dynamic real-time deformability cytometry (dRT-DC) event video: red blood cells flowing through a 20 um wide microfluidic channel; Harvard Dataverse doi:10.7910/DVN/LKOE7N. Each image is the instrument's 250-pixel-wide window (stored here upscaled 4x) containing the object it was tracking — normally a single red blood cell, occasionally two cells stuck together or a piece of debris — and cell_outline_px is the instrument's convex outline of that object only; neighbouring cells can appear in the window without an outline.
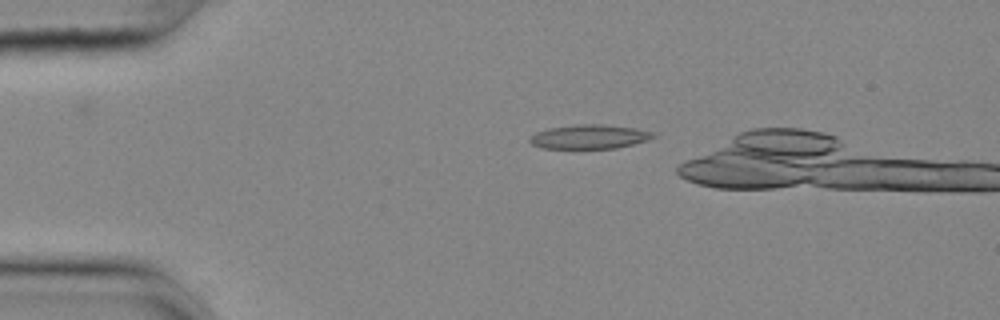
{"species": "common noctule bat (a hibernating species)", "species_latin": "Nyctalus noctula", "temperature_condition": "cold", "stored_images_in_passage": 45, "camera_frame_rate_fps": 3000, "um_per_image_px": 0.085, "animal": {"sex": "female", "body_mass_g": 25.1}, "frame": {"image": 1, "passage_image": 12, "time_ms": 3.667, "image_size_px": [1000, 320], "cell_outline_px": [[660, 136], [648, 140], [616, 148], [540, 148], [532, 144], [528, 140], [536, 132], [548, 128], [576, 124], [604, 124], [632, 128], [656, 132]], "centroid_in_image_um": [50.14, 11.61], "position_along_channel_um": 34.9, "area_um2": 17.46}}
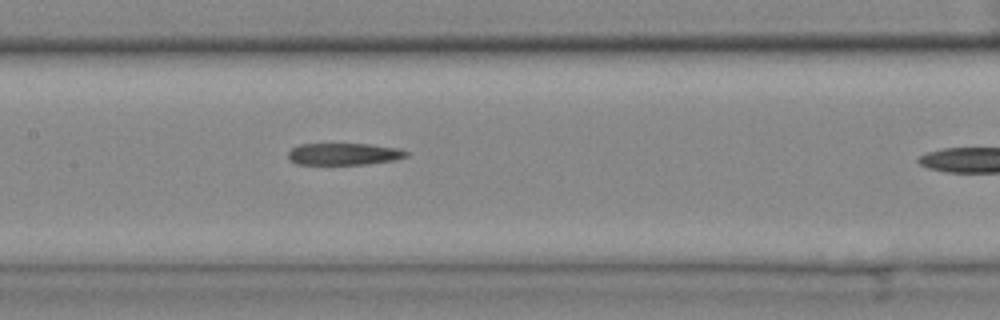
{"frame": {"image": 2, "passage_image": 27, "time_ms": 8.667, "image_size_px": [1000, 320], "cell_outline_px": [[408, 156], [396, 160], [368, 164], [296, 164], [288, 156], [288, 152], [292, 148], [300, 144], [368, 144], [400, 148], [408, 152]], "centroid_in_image_um": [29.28, 13.09], "position_along_channel_um": 178.1, "area_um2": 15.09}}
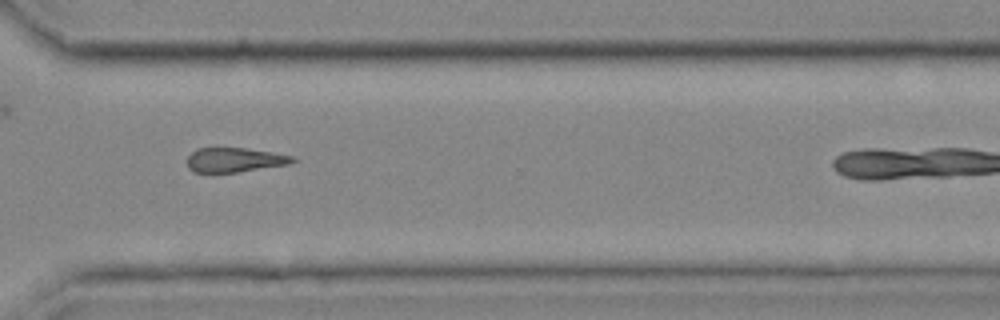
{"frame": {"image": 3, "passage_image": 41, "time_ms": 13.333, "image_size_px": [1000, 320], "cell_outline_px": [[300, 160], [288, 164], [236, 172], [192, 172], [188, 168], [188, 156], [196, 148], [248, 148], [296, 156]], "centroid_in_image_um": [19.99, 13.58], "position_along_channel_um": 350.6, "area_um2": 15.09}}